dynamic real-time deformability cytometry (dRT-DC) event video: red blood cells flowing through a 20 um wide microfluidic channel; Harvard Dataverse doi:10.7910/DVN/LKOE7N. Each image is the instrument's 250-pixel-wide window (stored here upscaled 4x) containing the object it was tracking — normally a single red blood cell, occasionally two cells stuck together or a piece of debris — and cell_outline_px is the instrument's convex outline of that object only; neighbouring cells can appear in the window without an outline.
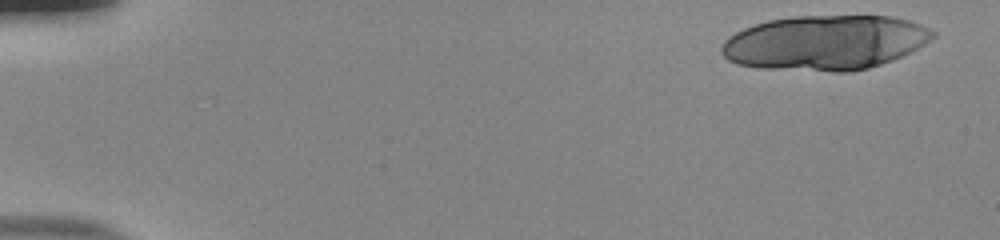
{"species": "human", "species_latin": "Homo sapiens", "temperature_condition": "room temperature", "stored_images_in_passage": 18, "camera_frame_rate_fps": 3000, "um_per_image_px": 0.085, "donor": {"sex": "male"}, "frame": {"image": 1, "passage_image": 1, "time_ms": 0.0, "image_size_px": [1000, 240], "cell_outline_px": [[936, 36], [924, 44], [892, 60], [868, 68], [844, 72], [832, 72], [760, 68], [736, 64], [728, 60], [720, 52], [720, 48], [724, 40], [728, 36], [744, 28], [768, 20], [792, 16], [892, 16], [908, 20], [920, 24], [936, 32]], "centroid_in_image_um": [70.09, 3.63], "position_along_channel_um": 14.9, "area_um2": 67.51}}